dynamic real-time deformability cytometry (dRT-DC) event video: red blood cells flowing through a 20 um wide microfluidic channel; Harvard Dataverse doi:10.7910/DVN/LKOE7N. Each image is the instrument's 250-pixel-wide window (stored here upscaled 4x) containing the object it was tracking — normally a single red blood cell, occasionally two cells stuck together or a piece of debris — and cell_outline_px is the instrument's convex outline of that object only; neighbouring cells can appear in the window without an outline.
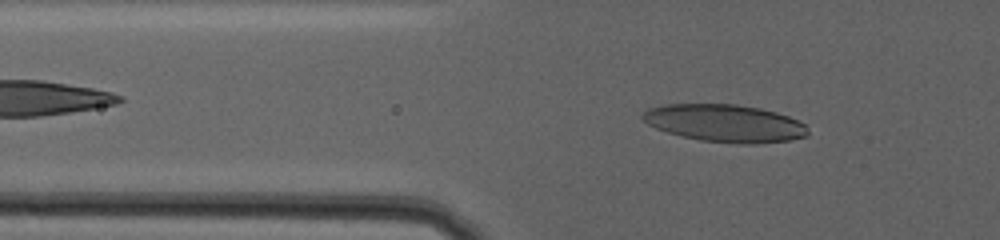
{"species": "human", "species_latin": "Homo sapiens", "temperature_condition": "warm", "stored_images_in_passage": 65, "camera_frame_rate_fps": 3000, "um_per_image_px": 0.085, "donor": {"sex": "female"}, "frame": {"image": 1, "passage_image": 19, "time_ms": 6.0, "image_size_px": [1000, 240], "cell_outline_px": [[808, 136], [788, 140], [756, 144], [740, 144], [700, 140], [668, 132], [656, 128], [648, 124], [640, 116], [648, 108], [664, 104], [736, 104], [760, 108], [776, 112], [788, 116], [804, 124], [808, 132]], "centroid_in_image_um": [61.61, 10.47], "position_along_channel_um": 64.2, "area_um2": 36.01}}
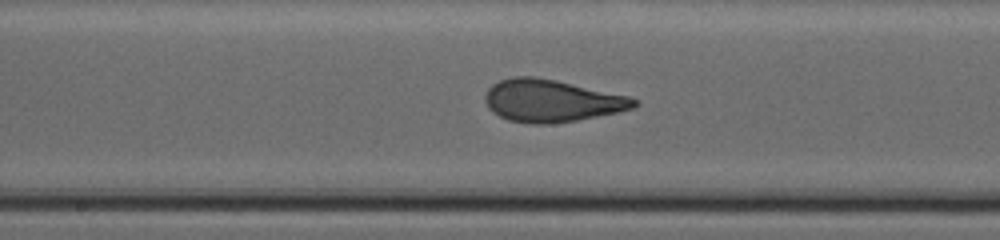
{"frame": {"image": 2, "passage_image": 35, "time_ms": 11.333, "image_size_px": [1000, 240], "cell_outline_px": [[640, 104], [636, 108], [620, 112], [576, 120], [548, 124], [528, 124], [508, 120], [492, 112], [488, 108], [484, 100], [484, 96], [488, 88], [492, 84], [500, 80], [512, 76], [532, 76], [556, 80], [632, 96], [640, 100]], "centroid_in_image_um": [46.93, 8.56], "position_along_channel_um": 201.3, "area_um2": 37.34}}
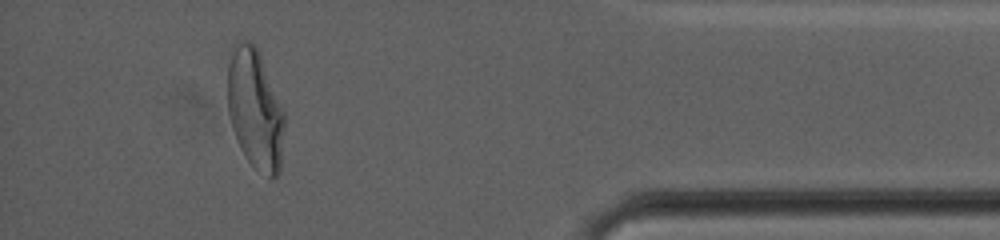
{"frame": {"image": 3, "passage_image": 60, "time_ms": 19.667, "image_size_px": [1000, 240], "cell_outline_px": [[284, 128], [280, 172], [276, 176], [268, 176], [252, 164], [244, 156], [240, 148], [232, 128], [228, 112], [228, 64], [236, 40], [248, 40], [260, 52], [284, 112]], "centroid_in_image_um": [21.68, 9.26], "position_along_channel_um": 413.5, "area_um2": 39.59}, "authors_computed_cell_mechanics": {"area_um2": 36.0672, "velocity_mm_per_s": 2.9292, "shape_relaxation_time_tau1_ms": 6.3816, "shape_relaxation_time_tau2_ms": 0.9682, "deformation_change_tau1": 0.2279, "deformation_change_tau2": 0.0814}}